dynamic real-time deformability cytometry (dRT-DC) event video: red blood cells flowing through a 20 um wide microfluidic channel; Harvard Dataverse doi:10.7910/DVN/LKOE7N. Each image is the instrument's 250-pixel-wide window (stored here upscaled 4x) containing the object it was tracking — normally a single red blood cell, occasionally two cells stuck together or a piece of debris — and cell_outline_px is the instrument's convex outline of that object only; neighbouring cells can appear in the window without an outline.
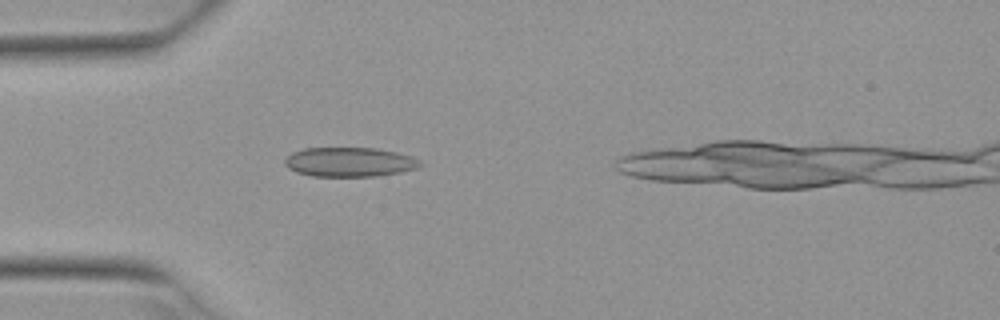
{"species": "Egyptian fruit bat (a non-hibernating species)", "species_latin": "Rousettus aegyptiacus", "temperature_condition": "warm", "stored_images_in_passage": 1, "camera_frame_rate_fps": 3000, "um_per_image_px": 0.085, "animal": {"sex": "female"}, "frame": {"image": 1, "passage_image": 1, "time_ms": 0.0, "image_size_px": [1000, 320], "cell_outline_px": [[424, 164], [416, 168], [400, 172], [376, 176], [312, 176], [296, 172], [288, 168], [284, 164], [284, 160], [292, 152], [304, 148], [376, 148], [396, 152], [412, 156], [420, 160]], "centroid_in_image_um": [29.71, 13.77], "position_along_channel_um": 55.3, "area_um2": 23.24}}